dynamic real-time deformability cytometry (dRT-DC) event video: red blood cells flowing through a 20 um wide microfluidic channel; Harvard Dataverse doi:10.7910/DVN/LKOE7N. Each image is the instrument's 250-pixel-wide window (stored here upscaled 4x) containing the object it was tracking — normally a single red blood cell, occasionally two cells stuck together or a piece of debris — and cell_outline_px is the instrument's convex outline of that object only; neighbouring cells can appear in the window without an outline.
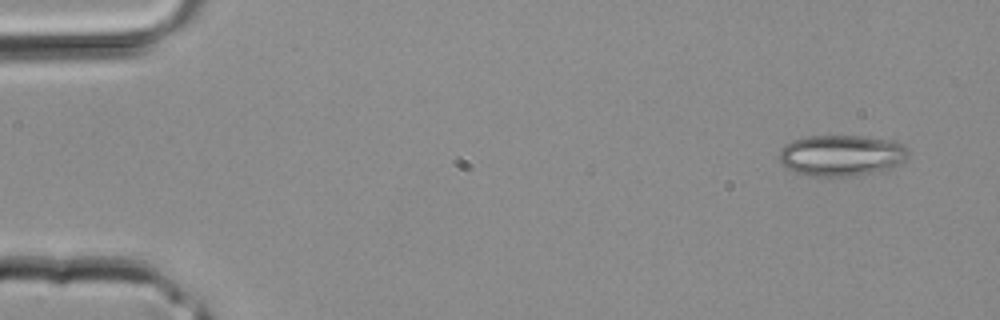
{"species": "common noctule bat (a hibernating species)", "species_latin": "Nyctalus noctula", "temperature_condition": "room temperature", "stored_images_in_passage": 4, "segment_of_instrument_passage": [2, 2], "camera_frame_rate_fps": 3000, "um_per_image_px": 0.085, "animal": {"sex": "male", "body_mass_g": 20.4}, "frame": {"image": 1, "passage_image": 4, "time_ms": 1.0, "image_size_px": [1000, 320], "cell_outline_px": [[908, 156], [900, 164], [884, 172], [848, 176], [808, 176], [784, 168], [780, 164], [780, 152], [784, 144], [792, 140], [808, 136], [860, 136], [892, 140], [900, 144], [908, 152]], "centroid_in_image_um": [71.5, 13.23], "position_along_channel_um": 13.5, "area_um2": 31.21}}